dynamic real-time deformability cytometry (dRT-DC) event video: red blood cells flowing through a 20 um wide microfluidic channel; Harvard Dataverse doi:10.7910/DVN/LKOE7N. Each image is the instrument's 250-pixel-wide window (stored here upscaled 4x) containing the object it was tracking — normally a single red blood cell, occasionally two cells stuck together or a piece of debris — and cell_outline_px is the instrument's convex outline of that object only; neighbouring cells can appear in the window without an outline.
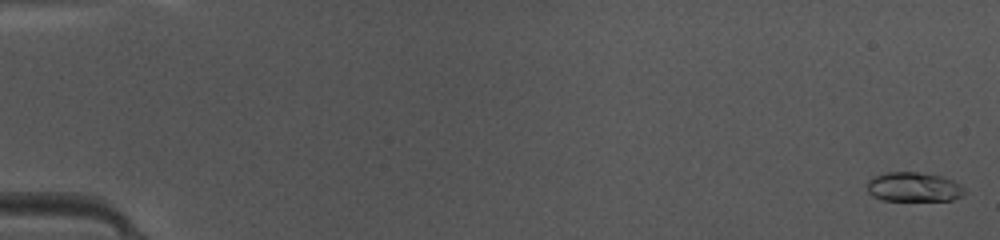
{"species": "common noctule bat (a hibernating species)", "species_latin": "Nyctalus noctula", "temperature_condition": "warm", "stored_images_in_passage": 48, "camera_frame_rate_fps": 3000, "um_per_image_px": 0.085, "animal": {"sex": "female", "body_mass_g": 10.0, "forearm_length_mm": 53.1}, "frame": {"image": 1, "passage_image": 1, "time_ms": 0.0, "image_size_px": [1000, 240], "cell_outline_px": [[968, 192], [952, 200], [880, 200], [872, 196], [868, 192], [868, 180], [872, 176], [888, 172], [916, 172], [944, 176], [952, 180], [964, 188]], "centroid_in_image_um": [77.65, 15.89], "position_along_channel_um": 7.3, "area_um2": 16.76}}
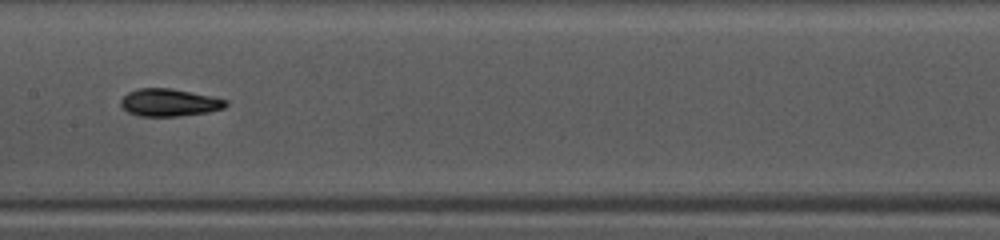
{"frame": {"image": 2, "passage_image": 25, "time_ms": 8.0, "image_size_px": [1000, 240], "cell_outline_px": [[228, 104], [224, 108], [208, 112], [180, 116], [140, 116], [128, 112], [120, 104], [120, 100], [128, 92], [140, 88], [172, 88], [212, 96], [228, 100]], "centroid_in_image_um": [14.41, 8.71], "position_along_channel_um": 193.0, "area_um2": 16.88}}
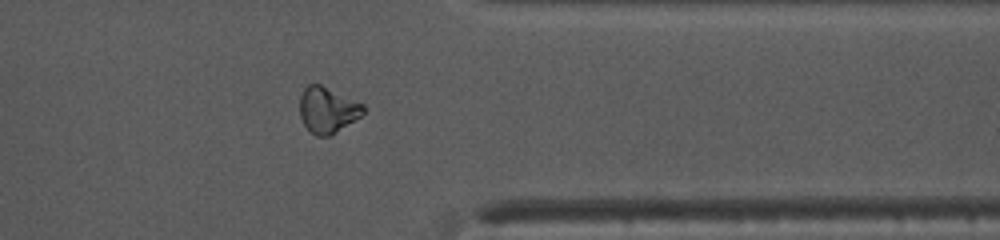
{"frame": {"image": 3, "passage_image": 39, "time_ms": 12.667, "image_size_px": [1000, 240], "cell_outline_px": [[364, 112], [360, 116], [328, 136], [316, 136], [304, 124], [300, 116], [300, 96], [304, 88], [308, 84], [320, 84], [364, 104]], "centroid_in_image_um": [27.82, 9.32], "position_along_channel_um": 383.6, "area_um2": 16.65}, "authors_computed_cell_mechanics": {"area_um2": 16.6753, "velocity_mm_per_s": 4.2059, "shape_relaxation_time_tau1_ms": 3.9972, "shape_relaxation_time_tau2_ms": 3.3953, "deformation_change_tau1": 0.142, "deformation_change_tau2": 0.0746}}